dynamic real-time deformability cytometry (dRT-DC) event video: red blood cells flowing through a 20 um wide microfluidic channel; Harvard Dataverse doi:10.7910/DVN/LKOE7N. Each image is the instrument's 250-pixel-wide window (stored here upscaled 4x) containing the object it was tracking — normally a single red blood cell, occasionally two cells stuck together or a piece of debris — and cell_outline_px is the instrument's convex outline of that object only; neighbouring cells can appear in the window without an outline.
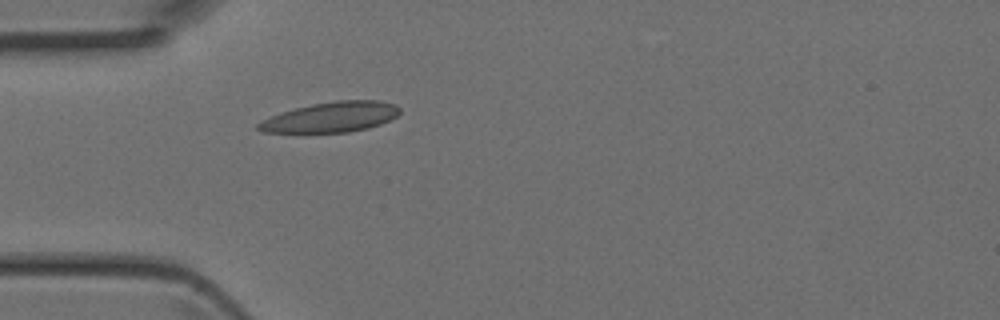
{"species": "Egyptian fruit bat (a non-hibernating species)", "species_latin": "Rousettus aegyptiacus", "temperature_condition": "room temperature", "stored_images_in_passage": 1, "camera_frame_rate_fps": 3000, "um_per_image_px": 0.085, "animal": {"sex": "female"}, "frame": {"image": 1, "passage_image": 1, "time_ms": 0.0, "image_size_px": [1000, 320], "cell_outline_px": [[400, 112], [396, 116], [380, 124], [368, 128], [348, 132], [264, 132], [256, 128], [256, 124], [272, 116], [296, 108], [312, 104], [336, 100], [380, 100], [396, 104], [400, 108]], "centroid_in_image_um": [28.19, 9.94], "position_along_channel_um": 56.8, "area_um2": 24.62}}